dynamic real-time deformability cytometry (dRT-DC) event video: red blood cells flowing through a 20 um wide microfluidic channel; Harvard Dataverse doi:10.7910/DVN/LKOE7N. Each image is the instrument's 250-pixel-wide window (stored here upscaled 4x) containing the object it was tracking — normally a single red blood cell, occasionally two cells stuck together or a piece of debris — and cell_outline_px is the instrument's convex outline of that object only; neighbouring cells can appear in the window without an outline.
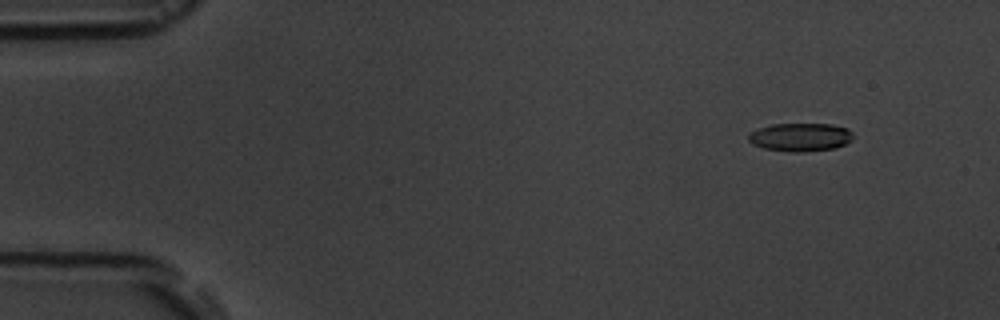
{"species": "common noctule bat (a hibernating species)", "species_latin": "Nyctalus noctula", "temperature_condition": "room temperature", "stored_images_in_passage": 4, "camera_frame_rate_fps": 3000, "um_per_image_px": 0.085, "animal": {"sex": "male", "body_mass_g": 19.5, "forearm_length_mm": 54.6}, "frame": {"image": 1, "passage_image": 1, "time_ms": 0.0, "image_size_px": [1000, 320], "cell_outline_px": [[852, 140], [836, 148], [804, 152], [792, 152], [764, 148], [752, 144], [748, 140], [748, 136], [752, 132], [760, 128], [772, 124], [832, 124], [848, 128], [852, 132]], "centroid_in_image_um": [68.06, 11.66], "position_along_channel_um": 16.9, "area_um2": 17.22}}
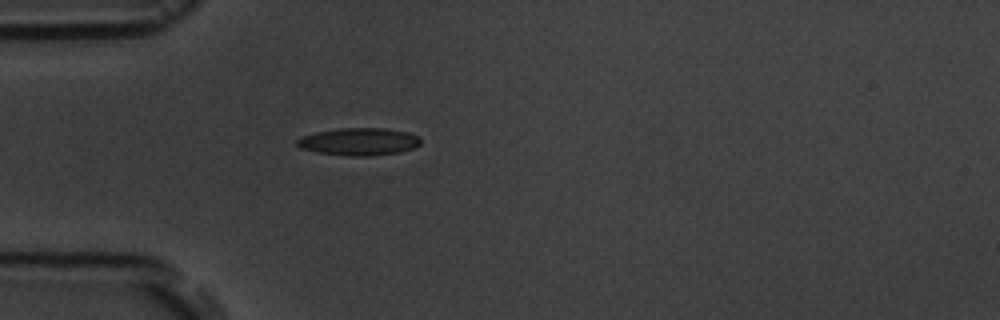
{"frame": {"image": 2, "passage_image": 4, "time_ms": 3.667, "image_size_px": [1000, 320], "cell_outline_px": [[420, 144], [416, 148], [400, 152], [368, 156], [344, 156], [316, 152], [300, 148], [296, 144], [296, 140], [304, 136], [316, 132], [340, 128], [384, 128], [408, 132], [420, 136]], "centroid_in_image_um": [30.54, 12.04], "position_along_channel_um": 54.5, "area_um2": 19.94}}